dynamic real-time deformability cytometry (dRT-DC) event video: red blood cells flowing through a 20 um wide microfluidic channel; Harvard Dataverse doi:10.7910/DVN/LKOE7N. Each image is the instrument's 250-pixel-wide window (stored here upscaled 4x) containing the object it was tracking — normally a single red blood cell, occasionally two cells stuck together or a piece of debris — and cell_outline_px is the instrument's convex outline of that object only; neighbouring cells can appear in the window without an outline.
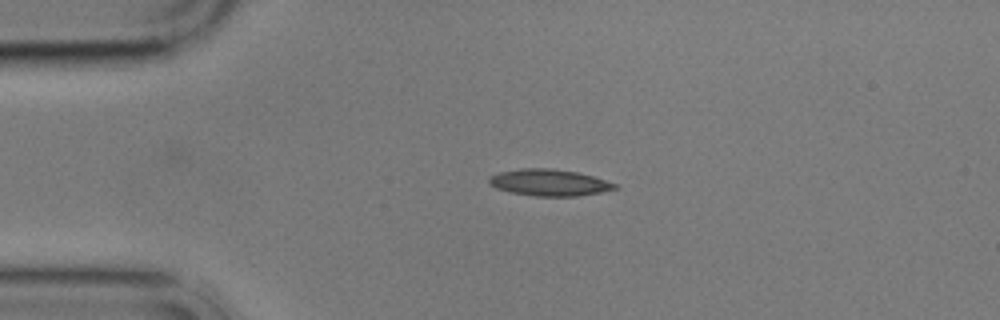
{"species": "common noctule bat (a hibernating species)", "species_latin": "Nyctalus noctula", "temperature_condition": "cold", "stored_images_in_passage": 1, "camera_frame_rate_fps": 3000, "um_per_image_px": 0.085, "animal": {"sex": "male", "body_mass_g": 17.9}, "frame": {"image": 1, "passage_image": 1, "time_ms": 0.0, "image_size_px": [1000, 320], "cell_outline_px": [[616, 188], [600, 192], [576, 196], [536, 196], [512, 192], [496, 188], [488, 184], [488, 176], [500, 172], [520, 168], [552, 168], [576, 172], [592, 176], [616, 184]], "centroid_in_image_um": [46.62, 15.51], "position_along_channel_um": 38.4, "area_um2": 19.31}}